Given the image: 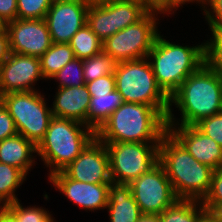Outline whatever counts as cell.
<instances>
[{
    "label": "cell",
    "instance_id": "cell-20",
    "mask_svg": "<svg viewBox=\"0 0 222 222\" xmlns=\"http://www.w3.org/2000/svg\"><path fill=\"white\" fill-rule=\"evenodd\" d=\"M37 147L21 134L0 141V163L22 170L26 175L35 163Z\"/></svg>",
    "mask_w": 222,
    "mask_h": 222
},
{
    "label": "cell",
    "instance_id": "cell-24",
    "mask_svg": "<svg viewBox=\"0 0 222 222\" xmlns=\"http://www.w3.org/2000/svg\"><path fill=\"white\" fill-rule=\"evenodd\" d=\"M26 176L17 167L0 163V207L18 200L15 191L23 184Z\"/></svg>",
    "mask_w": 222,
    "mask_h": 222
},
{
    "label": "cell",
    "instance_id": "cell-22",
    "mask_svg": "<svg viewBox=\"0 0 222 222\" xmlns=\"http://www.w3.org/2000/svg\"><path fill=\"white\" fill-rule=\"evenodd\" d=\"M206 212L201 201L178 199L159 217L161 222H199Z\"/></svg>",
    "mask_w": 222,
    "mask_h": 222
},
{
    "label": "cell",
    "instance_id": "cell-26",
    "mask_svg": "<svg viewBox=\"0 0 222 222\" xmlns=\"http://www.w3.org/2000/svg\"><path fill=\"white\" fill-rule=\"evenodd\" d=\"M117 62L103 50L88 59L83 60V78L85 83L97 78L114 74Z\"/></svg>",
    "mask_w": 222,
    "mask_h": 222
},
{
    "label": "cell",
    "instance_id": "cell-37",
    "mask_svg": "<svg viewBox=\"0 0 222 222\" xmlns=\"http://www.w3.org/2000/svg\"><path fill=\"white\" fill-rule=\"evenodd\" d=\"M0 15L8 22L17 19V0H0Z\"/></svg>",
    "mask_w": 222,
    "mask_h": 222
},
{
    "label": "cell",
    "instance_id": "cell-13",
    "mask_svg": "<svg viewBox=\"0 0 222 222\" xmlns=\"http://www.w3.org/2000/svg\"><path fill=\"white\" fill-rule=\"evenodd\" d=\"M62 171L79 182L112 183L107 147L96 136Z\"/></svg>",
    "mask_w": 222,
    "mask_h": 222
},
{
    "label": "cell",
    "instance_id": "cell-35",
    "mask_svg": "<svg viewBox=\"0 0 222 222\" xmlns=\"http://www.w3.org/2000/svg\"><path fill=\"white\" fill-rule=\"evenodd\" d=\"M206 5L211 9H207ZM203 8L208 24H222V0H209Z\"/></svg>",
    "mask_w": 222,
    "mask_h": 222
},
{
    "label": "cell",
    "instance_id": "cell-11",
    "mask_svg": "<svg viewBox=\"0 0 222 222\" xmlns=\"http://www.w3.org/2000/svg\"><path fill=\"white\" fill-rule=\"evenodd\" d=\"M129 186L142 214L159 215L178 200L160 163L149 173L133 180Z\"/></svg>",
    "mask_w": 222,
    "mask_h": 222
},
{
    "label": "cell",
    "instance_id": "cell-23",
    "mask_svg": "<svg viewBox=\"0 0 222 222\" xmlns=\"http://www.w3.org/2000/svg\"><path fill=\"white\" fill-rule=\"evenodd\" d=\"M75 58L71 46L67 43H53L40 57L41 73L45 80L51 79L67 63Z\"/></svg>",
    "mask_w": 222,
    "mask_h": 222
},
{
    "label": "cell",
    "instance_id": "cell-16",
    "mask_svg": "<svg viewBox=\"0 0 222 222\" xmlns=\"http://www.w3.org/2000/svg\"><path fill=\"white\" fill-rule=\"evenodd\" d=\"M56 189L71 202L89 211L102 210L107 207L110 183L92 184L69 178L63 171L48 176Z\"/></svg>",
    "mask_w": 222,
    "mask_h": 222
},
{
    "label": "cell",
    "instance_id": "cell-25",
    "mask_svg": "<svg viewBox=\"0 0 222 222\" xmlns=\"http://www.w3.org/2000/svg\"><path fill=\"white\" fill-rule=\"evenodd\" d=\"M68 44L71 46L75 58L81 60L95 56L103 50L102 41L91 30L88 24L82 26Z\"/></svg>",
    "mask_w": 222,
    "mask_h": 222
},
{
    "label": "cell",
    "instance_id": "cell-15",
    "mask_svg": "<svg viewBox=\"0 0 222 222\" xmlns=\"http://www.w3.org/2000/svg\"><path fill=\"white\" fill-rule=\"evenodd\" d=\"M10 51L40 58L53 44L44 19H15L8 23Z\"/></svg>",
    "mask_w": 222,
    "mask_h": 222
},
{
    "label": "cell",
    "instance_id": "cell-29",
    "mask_svg": "<svg viewBox=\"0 0 222 222\" xmlns=\"http://www.w3.org/2000/svg\"><path fill=\"white\" fill-rule=\"evenodd\" d=\"M54 0H17V19H44Z\"/></svg>",
    "mask_w": 222,
    "mask_h": 222
},
{
    "label": "cell",
    "instance_id": "cell-31",
    "mask_svg": "<svg viewBox=\"0 0 222 222\" xmlns=\"http://www.w3.org/2000/svg\"><path fill=\"white\" fill-rule=\"evenodd\" d=\"M194 126L222 147V112L203 118Z\"/></svg>",
    "mask_w": 222,
    "mask_h": 222
},
{
    "label": "cell",
    "instance_id": "cell-30",
    "mask_svg": "<svg viewBox=\"0 0 222 222\" xmlns=\"http://www.w3.org/2000/svg\"><path fill=\"white\" fill-rule=\"evenodd\" d=\"M212 37L206 41L207 62L222 71V24H208Z\"/></svg>",
    "mask_w": 222,
    "mask_h": 222
},
{
    "label": "cell",
    "instance_id": "cell-18",
    "mask_svg": "<svg viewBox=\"0 0 222 222\" xmlns=\"http://www.w3.org/2000/svg\"><path fill=\"white\" fill-rule=\"evenodd\" d=\"M53 106V117L73 119L87 125L91 96L86 84L79 87L57 88Z\"/></svg>",
    "mask_w": 222,
    "mask_h": 222
},
{
    "label": "cell",
    "instance_id": "cell-17",
    "mask_svg": "<svg viewBox=\"0 0 222 222\" xmlns=\"http://www.w3.org/2000/svg\"><path fill=\"white\" fill-rule=\"evenodd\" d=\"M167 128L197 161L214 170L222 167V147L194 125H167Z\"/></svg>",
    "mask_w": 222,
    "mask_h": 222
},
{
    "label": "cell",
    "instance_id": "cell-41",
    "mask_svg": "<svg viewBox=\"0 0 222 222\" xmlns=\"http://www.w3.org/2000/svg\"><path fill=\"white\" fill-rule=\"evenodd\" d=\"M137 222H161L159 215L143 214Z\"/></svg>",
    "mask_w": 222,
    "mask_h": 222
},
{
    "label": "cell",
    "instance_id": "cell-2",
    "mask_svg": "<svg viewBox=\"0 0 222 222\" xmlns=\"http://www.w3.org/2000/svg\"><path fill=\"white\" fill-rule=\"evenodd\" d=\"M159 163L178 199L203 200L210 189L214 169L197 161L169 131L159 143Z\"/></svg>",
    "mask_w": 222,
    "mask_h": 222
},
{
    "label": "cell",
    "instance_id": "cell-38",
    "mask_svg": "<svg viewBox=\"0 0 222 222\" xmlns=\"http://www.w3.org/2000/svg\"><path fill=\"white\" fill-rule=\"evenodd\" d=\"M10 53L9 33H0V65L9 57Z\"/></svg>",
    "mask_w": 222,
    "mask_h": 222
},
{
    "label": "cell",
    "instance_id": "cell-34",
    "mask_svg": "<svg viewBox=\"0 0 222 222\" xmlns=\"http://www.w3.org/2000/svg\"><path fill=\"white\" fill-rule=\"evenodd\" d=\"M17 134L13 118L0 101V141Z\"/></svg>",
    "mask_w": 222,
    "mask_h": 222
},
{
    "label": "cell",
    "instance_id": "cell-28",
    "mask_svg": "<svg viewBox=\"0 0 222 222\" xmlns=\"http://www.w3.org/2000/svg\"><path fill=\"white\" fill-rule=\"evenodd\" d=\"M51 79L59 81V88L79 87L85 84L83 78V60L74 58L59 70Z\"/></svg>",
    "mask_w": 222,
    "mask_h": 222
},
{
    "label": "cell",
    "instance_id": "cell-7",
    "mask_svg": "<svg viewBox=\"0 0 222 222\" xmlns=\"http://www.w3.org/2000/svg\"><path fill=\"white\" fill-rule=\"evenodd\" d=\"M0 101L13 118L17 133L37 147L53 118L44 95L38 90L13 92L1 96Z\"/></svg>",
    "mask_w": 222,
    "mask_h": 222
},
{
    "label": "cell",
    "instance_id": "cell-12",
    "mask_svg": "<svg viewBox=\"0 0 222 222\" xmlns=\"http://www.w3.org/2000/svg\"><path fill=\"white\" fill-rule=\"evenodd\" d=\"M87 0H54L44 20L53 43H69L79 29L87 24Z\"/></svg>",
    "mask_w": 222,
    "mask_h": 222
},
{
    "label": "cell",
    "instance_id": "cell-39",
    "mask_svg": "<svg viewBox=\"0 0 222 222\" xmlns=\"http://www.w3.org/2000/svg\"><path fill=\"white\" fill-rule=\"evenodd\" d=\"M203 206L216 222H222V204H203Z\"/></svg>",
    "mask_w": 222,
    "mask_h": 222
},
{
    "label": "cell",
    "instance_id": "cell-40",
    "mask_svg": "<svg viewBox=\"0 0 222 222\" xmlns=\"http://www.w3.org/2000/svg\"><path fill=\"white\" fill-rule=\"evenodd\" d=\"M0 222H16V220L4 207H0Z\"/></svg>",
    "mask_w": 222,
    "mask_h": 222
},
{
    "label": "cell",
    "instance_id": "cell-36",
    "mask_svg": "<svg viewBox=\"0 0 222 222\" xmlns=\"http://www.w3.org/2000/svg\"><path fill=\"white\" fill-rule=\"evenodd\" d=\"M143 3L149 11L160 12L163 15L174 14L176 11V0H143Z\"/></svg>",
    "mask_w": 222,
    "mask_h": 222
},
{
    "label": "cell",
    "instance_id": "cell-10",
    "mask_svg": "<svg viewBox=\"0 0 222 222\" xmlns=\"http://www.w3.org/2000/svg\"><path fill=\"white\" fill-rule=\"evenodd\" d=\"M149 10L140 0H111L90 4L87 24L104 42L118 31L136 23Z\"/></svg>",
    "mask_w": 222,
    "mask_h": 222
},
{
    "label": "cell",
    "instance_id": "cell-19",
    "mask_svg": "<svg viewBox=\"0 0 222 222\" xmlns=\"http://www.w3.org/2000/svg\"><path fill=\"white\" fill-rule=\"evenodd\" d=\"M106 209L110 222H137L143 215L129 184L110 183Z\"/></svg>",
    "mask_w": 222,
    "mask_h": 222
},
{
    "label": "cell",
    "instance_id": "cell-6",
    "mask_svg": "<svg viewBox=\"0 0 222 222\" xmlns=\"http://www.w3.org/2000/svg\"><path fill=\"white\" fill-rule=\"evenodd\" d=\"M114 76L123 102L150 105L167 117L169 97L158 86L147 58L117 63Z\"/></svg>",
    "mask_w": 222,
    "mask_h": 222
},
{
    "label": "cell",
    "instance_id": "cell-3",
    "mask_svg": "<svg viewBox=\"0 0 222 222\" xmlns=\"http://www.w3.org/2000/svg\"><path fill=\"white\" fill-rule=\"evenodd\" d=\"M166 118L147 104L123 102L95 133L103 143H160Z\"/></svg>",
    "mask_w": 222,
    "mask_h": 222
},
{
    "label": "cell",
    "instance_id": "cell-33",
    "mask_svg": "<svg viewBox=\"0 0 222 222\" xmlns=\"http://www.w3.org/2000/svg\"><path fill=\"white\" fill-rule=\"evenodd\" d=\"M202 204H222V167L213 171L210 189Z\"/></svg>",
    "mask_w": 222,
    "mask_h": 222
},
{
    "label": "cell",
    "instance_id": "cell-27",
    "mask_svg": "<svg viewBox=\"0 0 222 222\" xmlns=\"http://www.w3.org/2000/svg\"><path fill=\"white\" fill-rule=\"evenodd\" d=\"M4 208L14 217L16 222H55L49 211L40 207H23L19 200L4 206Z\"/></svg>",
    "mask_w": 222,
    "mask_h": 222
},
{
    "label": "cell",
    "instance_id": "cell-45",
    "mask_svg": "<svg viewBox=\"0 0 222 222\" xmlns=\"http://www.w3.org/2000/svg\"><path fill=\"white\" fill-rule=\"evenodd\" d=\"M90 4H94V3H102V2H106V1H111V0H87Z\"/></svg>",
    "mask_w": 222,
    "mask_h": 222
},
{
    "label": "cell",
    "instance_id": "cell-1",
    "mask_svg": "<svg viewBox=\"0 0 222 222\" xmlns=\"http://www.w3.org/2000/svg\"><path fill=\"white\" fill-rule=\"evenodd\" d=\"M169 103L167 125H195L203 118L222 112V71L205 62L182 82L169 97ZM172 103L181 112L180 122L172 113Z\"/></svg>",
    "mask_w": 222,
    "mask_h": 222
},
{
    "label": "cell",
    "instance_id": "cell-5",
    "mask_svg": "<svg viewBox=\"0 0 222 222\" xmlns=\"http://www.w3.org/2000/svg\"><path fill=\"white\" fill-rule=\"evenodd\" d=\"M95 136V132L84 123L53 117L36 154L50 169L51 176L72 163Z\"/></svg>",
    "mask_w": 222,
    "mask_h": 222
},
{
    "label": "cell",
    "instance_id": "cell-42",
    "mask_svg": "<svg viewBox=\"0 0 222 222\" xmlns=\"http://www.w3.org/2000/svg\"><path fill=\"white\" fill-rule=\"evenodd\" d=\"M8 21L0 15V33L8 32Z\"/></svg>",
    "mask_w": 222,
    "mask_h": 222
},
{
    "label": "cell",
    "instance_id": "cell-32",
    "mask_svg": "<svg viewBox=\"0 0 222 222\" xmlns=\"http://www.w3.org/2000/svg\"><path fill=\"white\" fill-rule=\"evenodd\" d=\"M85 84L91 97L107 95L116 89L114 74H108Z\"/></svg>",
    "mask_w": 222,
    "mask_h": 222
},
{
    "label": "cell",
    "instance_id": "cell-46",
    "mask_svg": "<svg viewBox=\"0 0 222 222\" xmlns=\"http://www.w3.org/2000/svg\"><path fill=\"white\" fill-rule=\"evenodd\" d=\"M209 0H199V4H201V7L203 8L205 6V3L208 2Z\"/></svg>",
    "mask_w": 222,
    "mask_h": 222
},
{
    "label": "cell",
    "instance_id": "cell-8",
    "mask_svg": "<svg viewBox=\"0 0 222 222\" xmlns=\"http://www.w3.org/2000/svg\"><path fill=\"white\" fill-rule=\"evenodd\" d=\"M156 11H148L136 23L118 31L102 42L103 51L117 63L147 58L161 33L158 30Z\"/></svg>",
    "mask_w": 222,
    "mask_h": 222
},
{
    "label": "cell",
    "instance_id": "cell-43",
    "mask_svg": "<svg viewBox=\"0 0 222 222\" xmlns=\"http://www.w3.org/2000/svg\"><path fill=\"white\" fill-rule=\"evenodd\" d=\"M195 1H196V4L199 3V0H176V10L178 9V7L180 6L182 7L183 4H186V3L189 4L190 2L193 3Z\"/></svg>",
    "mask_w": 222,
    "mask_h": 222
},
{
    "label": "cell",
    "instance_id": "cell-14",
    "mask_svg": "<svg viewBox=\"0 0 222 222\" xmlns=\"http://www.w3.org/2000/svg\"><path fill=\"white\" fill-rule=\"evenodd\" d=\"M44 79L40 58L11 52L0 65V97L13 92L36 91L35 83Z\"/></svg>",
    "mask_w": 222,
    "mask_h": 222
},
{
    "label": "cell",
    "instance_id": "cell-9",
    "mask_svg": "<svg viewBox=\"0 0 222 222\" xmlns=\"http://www.w3.org/2000/svg\"><path fill=\"white\" fill-rule=\"evenodd\" d=\"M113 183L130 184L159 164V143H105Z\"/></svg>",
    "mask_w": 222,
    "mask_h": 222
},
{
    "label": "cell",
    "instance_id": "cell-21",
    "mask_svg": "<svg viewBox=\"0 0 222 222\" xmlns=\"http://www.w3.org/2000/svg\"><path fill=\"white\" fill-rule=\"evenodd\" d=\"M122 103L123 99L116 89L107 95L91 97L87 126L96 133Z\"/></svg>",
    "mask_w": 222,
    "mask_h": 222
},
{
    "label": "cell",
    "instance_id": "cell-4",
    "mask_svg": "<svg viewBox=\"0 0 222 222\" xmlns=\"http://www.w3.org/2000/svg\"><path fill=\"white\" fill-rule=\"evenodd\" d=\"M147 59L158 86L170 97L189 75L207 62L206 42L182 46L167 41L159 33Z\"/></svg>",
    "mask_w": 222,
    "mask_h": 222
},
{
    "label": "cell",
    "instance_id": "cell-44",
    "mask_svg": "<svg viewBox=\"0 0 222 222\" xmlns=\"http://www.w3.org/2000/svg\"><path fill=\"white\" fill-rule=\"evenodd\" d=\"M199 222H216L210 215L208 212H206L201 219L199 220Z\"/></svg>",
    "mask_w": 222,
    "mask_h": 222
}]
</instances>
